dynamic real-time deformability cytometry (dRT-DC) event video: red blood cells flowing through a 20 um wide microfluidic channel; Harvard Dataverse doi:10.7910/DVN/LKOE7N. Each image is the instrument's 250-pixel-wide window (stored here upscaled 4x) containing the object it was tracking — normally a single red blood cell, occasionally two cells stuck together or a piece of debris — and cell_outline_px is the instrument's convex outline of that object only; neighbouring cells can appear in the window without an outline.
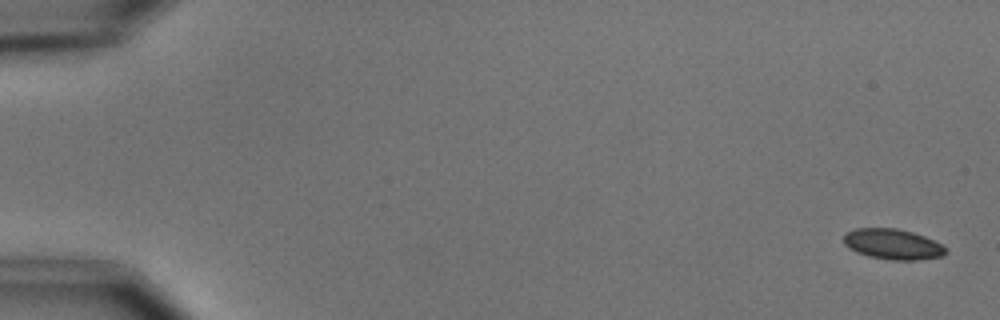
{"species": "common noctule bat (a hibernating species)", "species_latin": "Nyctalus noctula", "temperature_condition": "cold", "stored_images_in_passage": 55, "camera_frame_rate_fps": 3000, "um_per_image_px": 0.085, "animal": {"sex": "male", "body_mass_g": 15.6}, "frame": {"image": 1, "passage_image": 1, "time_ms": 0.0, "image_size_px": [1000, 320], "cell_outline_px": [[948, 252], [944, 256], [916, 260], [892, 260], [868, 256], [856, 252], [848, 248], [844, 244], [844, 232], [856, 228], [896, 228], [912, 232], [924, 236], [948, 248]], "centroid_in_image_um": [75.88, 20.76], "position_along_channel_um": 9.1, "area_um2": 18.26}}
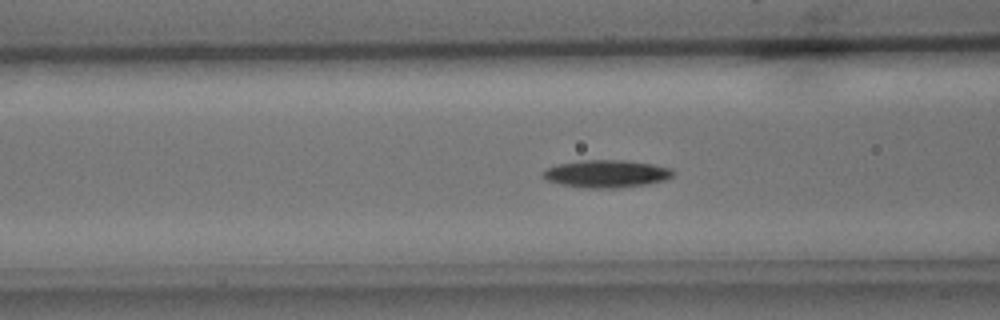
{"frame": {"image": 2, "passage_image": 22, "time_ms": 7.0, "image_size_px": [1000, 320], "cell_outline_px": [[676, 172], [672, 176], [664, 180], [648, 184], [616, 188], [584, 188], [560, 184], [548, 180], [540, 176], [540, 172], [556, 164], [580, 160], [624, 160], [652, 164], [672, 168]], "centroid_in_image_um": [51.52, 14.77], "position_along_channel_um": 115.1, "area_um2": 21.1}}
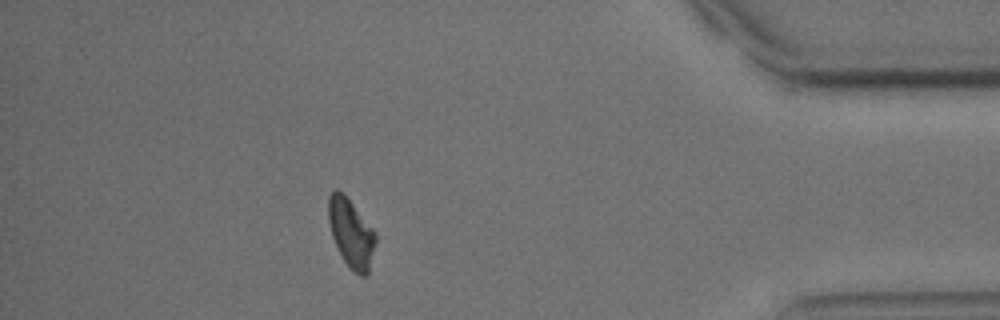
{"frame": {"image": 3, "passage_image": 49, "time_ms": 16.0, "image_size_px": [1000, 320], "cell_outline_px": [[376, 240], [368, 276], [360, 276], [352, 272], [348, 268], [332, 236], [328, 220], [328, 196], [336, 188], [344, 192], [372, 228], [376, 236]], "centroid_in_image_um": [29.84, 19.82], "position_along_channel_um": 405.4, "area_um2": 18.96}, "authors_computed_cell_mechanics": {"area_um2": 19.2474, "velocity_mm_per_s": 3.6573, "shape_relaxation_time_tau1_ms": 2.2964, "shape_relaxation_time_tau2_ms": null, "deformation_change_tau1": 0.1109, "deformation_change_tau2": null}}